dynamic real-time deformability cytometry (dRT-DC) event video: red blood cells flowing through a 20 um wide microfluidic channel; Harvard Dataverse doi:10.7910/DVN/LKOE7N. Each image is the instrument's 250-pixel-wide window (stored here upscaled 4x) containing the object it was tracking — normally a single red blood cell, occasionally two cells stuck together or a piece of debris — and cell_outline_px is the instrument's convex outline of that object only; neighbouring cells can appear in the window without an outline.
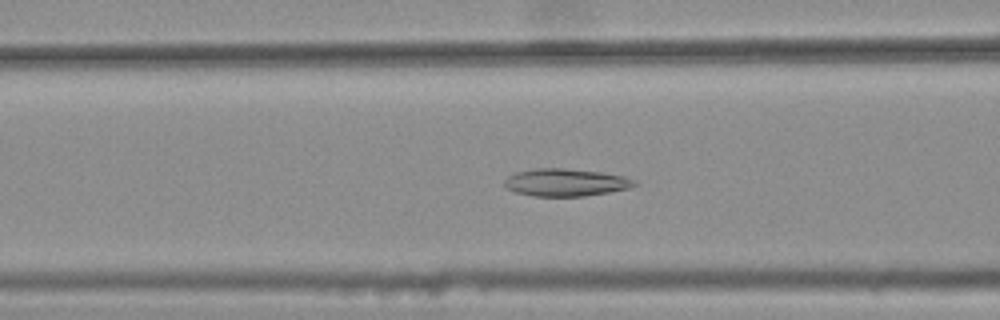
{"species": "common noctule bat (a hibernating species)", "species_latin": "Nyctalus noctula", "temperature_condition": "warm", "stored_images_in_passage": 41, "camera_frame_rate_fps": 3000, "um_per_image_px": 0.085, "animal": {"sex": "female", "body_mass_g": 25.1}, "frame": {"image": 1, "passage_image": 17, "time_ms": 5.333, "image_size_px": [1000, 320], "cell_outline_px": [[636, 184], [628, 188], [608, 192], [584, 196], [532, 196], [516, 192], [504, 188], [504, 180], [508, 176], [516, 172], [536, 168], [564, 168], [600, 172], [624, 176], [636, 180]], "centroid_in_image_um": [48.04, 15.5], "position_along_channel_um": 118.6, "area_um2": 20.81}}
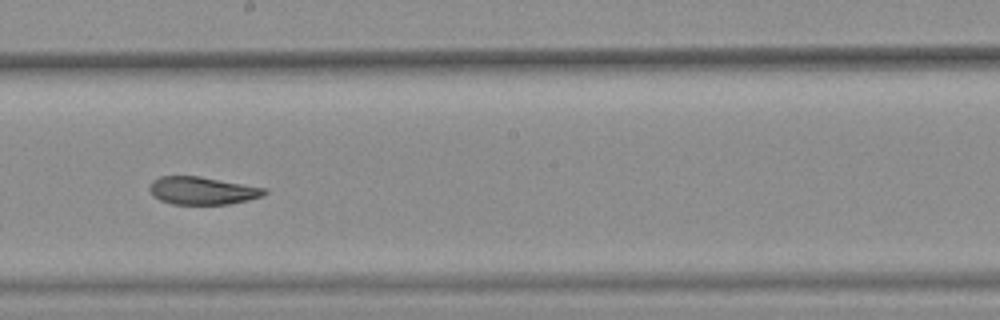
{"frame": {"image": 2, "passage_image": 26, "time_ms": 8.333, "image_size_px": [1000, 320], "cell_outline_px": [[268, 192], [260, 196], [248, 200], [228, 204], [172, 204], [160, 200], [152, 196], [148, 188], [152, 180], [160, 176], [200, 176], [268, 188]], "centroid_in_image_um": [17.18, 16.2], "position_along_channel_um": 231.0, "area_um2": 18.73}}
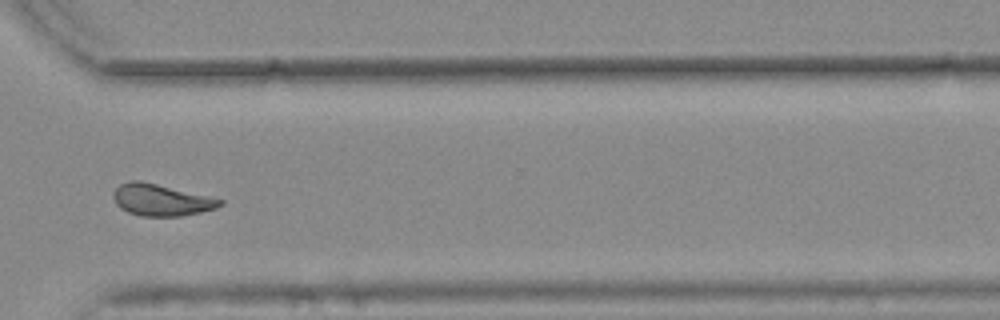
{"frame": {"image": 3, "passage_image": 36, "time_ms": 11.667, "image_size_px": [1000, 320], "cell_outline_px": [[224, 204], [216, 208], [200, 212], [180, 216], [140, 216], [128, 212], [120, 208], [116, 204], [112, 196], [116, 188], [120, 184], [132, 180], [140, 180], [208, 196], [224, 200]], "centroid_in_image_um": [13.68, 17.0], "position_along_channel_um": 356.9, "area_um2": 19.59}, "authors_computed_cell_mechanics": {"area_um2": 19.8254, "velocity_mm_per_s": 3.7571, "shape_relaxation_time_tau1_ms": null, "shape_relaxation_time_tau2_ms": 2.5502, "deformation_change_tau1": null, "deformation_change_tau2": 0.0853}}